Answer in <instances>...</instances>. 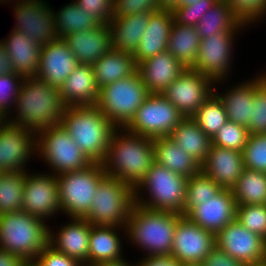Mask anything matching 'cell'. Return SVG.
I'll return each instance as SVG.
<instances>
[{
	"label": "cell",
	"instance_id": "cell-27",
	"mask_svg": "<svg viewBox=\"0 0 266 266\" xmlns=\"http://www.w3.org/2000/svg\"><path fill=\"white\" fill-rule=\"evenodd\" d=\"M61 99L67 106L96 105L99 92L92 65L80 64L59 88Z\"/></svg>",
	"mask_w": 266,
	"mask_h": 266
},
{
	"label": "cell",
	"instance_id": "cell-16",
	"mask_svg": "<svg viewBox=\"0 0 266 266\" xmlns=\"http://www.w3.org/2000/svg\"><path fill=\"white\" fill-rule=\"evenodd\" d=\"M32 156L36 157V133L5 121L0 126V170L27 171Z\"/></svg>",
	"mask_w": 266,
	"mask_h": 266
},
{
	"label": "cell",
	"instance_id": "cell-61",
	"mask_svg": "<svg viewBox=\"0 0 266 266\" xmlns=\"http://www.w3.org/2000/svg\"><path fill=\"white\" fill-rule=\"evenodd\" d=\"M25 266H34L32 263H27Z\"/></svg>",
	"mask_w": 266,
	"mask_h": 266
},
{
	"label": "cell",
	"instance_id": "cell-7",
	"mask_svg": "<svg viewBox=\"0 0 266 266\" xmlns=\"http://www.w3.org/2000/svg\"><path fill=\"white\" fill-rule=\"evenodd\" d=\"M36 156L48 166L50 171L47 172L55 176L82 170L92 163L61 125L44 128L36 133Z\"/></svg>",
	"mask_w": 266,
	"mask_h": 266
},
{
	"label": "cell",
	"instance_id": "cell-18",
	"mask_svg": "<svg viewBox=\"0 0 266 266\" xmlns=\"http://www.w3.org/2000/svg\"><path fill=\"white\" fill-rule=\"evenodd\" d=\"M215 246V234L182 215L177 221L170 255L181 264L203 263Z\"/></svg>",
	"mask_w": 266,
	"mask_h": 266
},
{
	"label": "cell",
	"instance_id": "cell-29",
	"mask_svg": "<svg viewBox=\"0 0 266 266\" xmlns=\"http://www.w3.org/2000/svg\"><path fill=\"white\" fill-rule=\"evenodd\" d=\"M16 74L35 77L39 67L42 46L17 30H11L6 39L2 38Z\"/></svg>",
	"mask_w": 266,
	"mask_h": 266
},
{
	"label": "cell",
	"instance_id": "cell-10",
	"mask_svg": "<svg viewBox=\"0 0 266 266\" xmlns=\"http://www.w3.org/2000/svg\"><path fill=\"white\" fill-rule=\"evenodd\" d=\"M134 204V189L117 178L105 176L96 188L87 217L91 225L125 228Z\"/></svg>",
	"mask_w": 266,
	"mask_h": 266
},
{
	"label": "cell",
	"instance_id": "cell-33",
	"mask_svg": "<svg viewBox=\"0 0 266 266\" xmlns=\"http://www.w3.org/2000/svg\"><path fill=\"white\" fill-rule=\"evenodd\" d=\"M250 26L245 24L225 0H218L201 18L196 29L200 40L220 32L242 31ZM245 28V29H244Z\"/></svg>",
	"mask_w": 266,
	"mask_h": 266
},
{
	"label": "cell",
	"instance_id": "cell-32",
	"mask_svg": "<svg viewBox=\"0 0 266 266\" xmlns=\"http://www.w3.org/2000/svg\"><path fill=\"white\" fill-rule=\"evenodd\" d=\"M96 84L99 89L125 79L137 71V65L131 53L110 49L93 65Z\"/></svg>",
	"mask_w": 266,
	"mask_h": 266
},
{
	"label": "cell",
	"instance_id": "cell-44",
	"mask_svg": "<svg viewBox=\"0 0 266 266\" xmlns=\"http://www.w3.org/2000/svg\"><path fill=\"white\" fill-rule=\"evenodd\" d=\"M247 129L249 134L266 133V76L254 88L252 118Z\"/></svg>",
	"mask_w": 266,
	"mask_h": 266
},
{
	"label": "cell",
	"instance_id": "cell-59",
	"mask_svg": "<svg viewBox=\"0 0 266 266\" xmlns=\"http://www.w3.org/2000/svg\"><path fill=\"white\" fill-rule=\"evenodd\" d=\"M245 266H266V261H262V262L255 263V264H247Z\"/></svg>",
	"mask_w": 266,
	"mask_h": 266
},
{
	"label": "cell",
	"instance_id": "cell-9",
	"mask_svg": "<svg viewBox=\"0 0 266 266\" xmlns=\"http://www.w3.org/2000/svg\"><path fill=\"white\" fill-rule=\"evenodd\" d=\"M105 176L100 162H92L82 170L57 175L62 214L69 218L85 219L96 188Z\"/></svg>",
	"mask_w": 266,
	"mask_h": 266
},
{
	"label": "cell",
	"instance_id": "cell-60",
	"mask_svg": "<svg viewBox=\"0 0 266 266\" xmlns=\"http://www.w3.org/2000/svg\"><path fill=\"white\" fill-rule=\"evenodd\" d=\"M6 121V118L0 113V126Z\"/></svg>",
	"mask_w": 266,
	"mask_h": 266
},
{
	"label": "cell",
	"instance_id": "cell-24",
	"mask_svg": "<svg viewBox=\"0 0 266 266\" xmlns=\"http://www.w3.org/2000/svg\"><path fill=\"white\" fill-rule=\"evenodd\" d=\"M80 64L93 65L112 49V33L109 25L71 33L63 38Z\"/></svg>",
	"mask_w": 266,
	"mask_h": 266
},
{
	"label": "cell",
	"instance_id": "cell-45",
	"mask_svg": "<svg viewBox=\"0 0 266 266\" xmlns=\"http://www.w3.org/2000/svg\"><path fill=\"white\" fill-rule=\"evenodd\" d=\"M231 10L247 25L266 18V0H225ZM264 18V19H263Z\"/></svg>",
	"mask_w": 266,
	"mask_h": 266
},
{
	"label": "cell",
	"instance_id": "cell-43",
	"mask_svg": "<svg viewBox=\"0 0 266 266\" xmlns=\"http://www.w3.org/2000/svg\"><path fill=\"white\" fill-rule=\"evenodd\" d=\"M236 220L266 240V205L236 206Z\"/></svg>",
	"mask_w": 266,
	"mask_h": 266
},
{
	"label": "cell",
	"instance_id": "cell-23",
	"mask_svg": "<svg viewBox=\"0 0 266 266\" xmlns=\"http://www.w3.org/2000/svg\"><path fill=\"white\" fill-rule=\"evenodd\" d=\"M259 72V73H258ZM249 80L235 83L224 92L217 91L214 85V93L224 104L228 121L247 127L252 118V103L254 102V88L266 76V70ZM254 77V78H253Z\"/></svg>",
	"mask_w": 266,
	"mask_h": 266
},
{
	"label": "cell",
	"instance_id": "cell-22",
	"mask_svg": "<svg viewBox=\"0 0 266 266\" xmlns=\"http://www.w3.org/2000/svg\"><path fill=\"white\" fill-rule=\"evenodd\" d=\"M243 154L240 151L211 145L201 171L209 176L222 189H230L236 185L244 170Z\"/></svg>",
	"mask_w": 266,
	"mask_h": 266
},
{
	"label": "cell",
	"instance_id": "cell-26",
	"mask_svg": "<svg viewBox=\"0 0 266 266\" xmlns=\"http://www.w3.org/2000/svg\"><path fill=\"white\" fill-rule=\"evenodd\" d=\"M173 23L172 10L161 9L150 15L141 41L132 54L136 65L166 50Z\"/></svg>",
	"mask_w": 266,
	"mask_h": 266
},
{
	"label": "cell",
	"instance_id": "cell-55",
	"mask_svg": "<svg viewBox=\"0 0 266 266\" xmlns=\"http://www.w3.org/2000/svg\"><path fill=\"white\" fill-rule=\"evenodd\" d=\"M91 266H136V262L133 261L132 263H130V260H129V262H127V260L125 258L123 260H118V261L96 263V264L91 265Z\"/></svg>",
	"mask_w": 266,
	"mask_h": 266
},
{
	"label": "cell",
	"instance_id": "cell-28",
	"mask_svg": "<svg viewBox=\"0 0 266 266\" xmlns=\"http://www.w3.org/2000/svg\"><path fill=\"white\" fill-rule=\"evenodd\" d=\"M124 235H126L125 228L92 225L89 236L88 266L125 259L122 247L123 239L126 237Z\"/></svg>",
	"mask_w": 266,
	"mask_h": 266
},
{
	"label": "cell",
	"instance_id": "cell-52",
	"mask_svg": "<svg viewBox=\"0 0 266 266\" xmlns=\"http://www.w3.org/2000/svg\"><path fill=\"white\" fill-rule=\"evenodd\" d=\"M136 266H182V264L171 255H167L142 257L136 261Z\"/></svg>",
	"mask_w": 266,
	"mask_h": 266
},
{
	"label": "cell",
	"instance_id": "cell-20",
	"mask_svg": "<svg viewBox=\"0 0 266 266\" xmlns=\"http://www.w3.org/2000/svg\"><path fill=\"white\" fill-rule=\"evenodd\" d=\"M67 220L69 222L61 224L57 230L49 226V245L57 252L88 266L89 236L92 225L86 219L68 218Z\"/></svg>",
	"mask_w": 266,
	"mask_h": 266
},
{
	"label": "cell",
	"instance_id": "cell-1",
	"mask_svg": "<svg viewBox=\"0 0 266 266\" xmlns=\"http://www.w3.org/2000/svg\"><path fill=\"white\" fill-rule=\"evenodd\" d=\"M154 162L153 138L126 128H115L100 163L106 176L117 178L135 189Z\"/></svg>",
	"mask_w": 266,
	"mask_h": 266
},
{
	"label": "cell",
	"instance_id": "cell-11",
	"mask_svg": "<svg viewBox=\"0 0 266 266\" xmlns=\"http://www.w3.org/2000/svg\"><path fill=\"white\" fill-rule=\"evenodd\" d=\"M183 118L161 93L150 94L125 128L141 136L166 137Z\"/></svg>",
	"mask_w": 266,
	"mask_h": 266
},
{
	"label": "cell",
	"instance_id": "cell-13",
	"mask_svg": "<svg viewBox=\"0 0 266 266\" xmlns=\"http://www.w3.org/2000/svg\"><path fill=\"white\" fill-rule=\"evenodd\" d=\"M242 31L220 32L200 40L195 67L203 75L215 81L219 87L232 74L234 44L238 34ZM234 51V53H233ZM232 63V64H231Z\"/></svg>",
	"mask_w": 266,
	"mask_h": 266
},
{
	"label": "cell",
	"instance_id": "cell-56",
	"mask_svg": "<svg viewBox=\"0 0 266 266\" xmlns=\"http://www.w3.org/2000/svg\"><path fill=\"white\" fill-rule=\"evenodd\" d=\"M159 8L163 10H173L179 5V0H157Z\"/></svg>",
	"mask_w": 266,
	"mask_h": 266
},
{
	"label": "cell",
	"instance_id": "cell-25",
	"mask_svg": "<svg viewBox=\"0 0 266 266\" xmlns=\"http://www.w3.org/2000/svg\"><path fill=\"white\" fill-rule=\"evenodd\" d=\"M185 70L167 50L137 64V72L150 94H160Z\"/></svg>",
	"mask_w": 266,
	"mask_h": 266
},
{
	"label": "cell",
	"instance_id": "cell-41",
	"mask_svg": "<svg viewBox=\"0 0 266 266\" xmlns=\"http://www.w3.org/2000/svg\"><path fill=\"white\" fill-rule=\"evenodd\" d=\"M249 135L247 127L228 121L211 140L214 146L242 152Z\"/></svg>",
	"mask_w": 266,
	"mask_h": 266
},
{
	"label": "cell",
	"instance_id": "cell-14",
	"mask_svg": "<svg viewBox=\"0 0 266 266\" xmlns=\"http://www.w3.org/2000/svg\"><path fill=\"white\" fill-rule=\"evenodd\" d=\"M30 171H26L22 211L49 224L51 218L62 213L56 176L46 171Z\"/></svg>",
	"mask_w": 266,
	"mask_h": 266
},
{
	"label": "cell",
	"instance_id": "cell-53",
	"mask_svg": "<svg viewBox=\"0 0 266 266\" xmlns=\"http://www.w3.org/2000/svg\"><path fill=\"white\" fill-rule=\"evenodd\" d=\"M16 74L10 56L7 54L5 44L0 39V75Z\"/></svg>",
	"mask_w": 266,
	"mask_h": 266
},
{
	"label": "cell",
	"instance_id": "cell-34",
	"mask_svg": "<svg viewBox=\"0 0 266 266\" xmlns=\"http://www.w3.org/2000/svg\"><path fill=\"white\" fill-rule=\"evenodd\" d=\"M168 137L200 164L205 161L212 145L211 138L193 118L184 117Z\"/></svg>",
	"mask_w": 266,
	"mask_h": 266
},
{
	"label": "cell",
	"instance_id": "cell-38",
	"mask_svg": "<svg viewBox=\"0 0 266 266\" xmlns=\"http://www.w3.org/2000/svg\"><path fill=\"white\" fill-rule=\"evenodd\" d=\"M26 171L3 172L0 176V215L22 211Z\"/></svg>",
	"mask_w": 266,
	"mask_h": 266
},
{
	"label": "cell",
	"instance_id": "cell-8",
	"mask_svg": "<svg viewBox=\"0 0 266 266\" xmlns=\"http://www.w3.org/2000/svg\"><path fill=\"white\" fill-rule=\"evenodd\" d=\"M149 95L136 71L101 88L96 106L116 128H125Z\"/></svg>",
	"mask_w": 266,
	"mask_h": 266
},
{
	"label": "cell",
	"instance_id": "cell-57",
	"mask_svg": "<svg viewBox=\"0 0 266 266\" xmlns=\"http://www.w3.org/2000/svg\"><path fill=\"white\" fill-rule=\"evenodd\" d=\"M197 1L198 0H179L178 6H188V5L196 3Z\"/></svg>",
	"mask_w": 266,
	"mask_h": 266
},
{
	"label": "cell",
	"instance_id": "cell-39",
	"mask_svg": "<svg viewBox=\"0 0 266 266\" xmlns=\"http://www.w3.org/2000/svg\"><path fill=\"white\" fill-rule=\"evenodd\" d=\"M192 118L211 139L228 122L224 104L215 93L198 108Z\"/></svg>",
	"mask_w": 266,
	"mask_h": 266
},
{
	"label": "cell",
	"instance_id": "cell-48",
	"mask_svg": "<svg viewBox=\"0 0 266 266\" xmlns=\"http://www.w3.org/2000/svg\"><path fill=\"white\" fill-rule=\"evenodd\" d=\"M161 10L157 0H114L113 18H121L140 12L154 13Z\"/></svg>",
	"mask_w": 266,
	"mask_h": 266
},
{
	"label": "cell",
	"instance_id": "cell-17",
	"mask_svg": "<svg viewBox=\"0 0 266 266\" xmlns=\"http://www.w3.org/2000/svg\"><path fill=\"white\" fill-rule=\"evenodd\" d=\"M215 243L219 249L245 265L266 261V240L236 219L215 235Z\"/></svg>",
	"mask_w": 266,
	"mask_h": 266
},
{
	"label": "cell",
	"instance_id": "cell-37",
	"mask_svg": "<svg viewBox=\"0 0 266 266\" xmlns=\"http://www.w3.org/2000/svg\"><path fill=\"white\" fill-rule=\"evenodd\" d=\"M53 17L57 37L59 38H64L71 33L81 32L86 29L93 30L101 25L90 14H86L85 11H82L73 0L63 5V7L56 12L53 9Z\"/></svg>",
	"mask_w": 266,
	"mask_h": 266
},
{
	"label": "cell",
	"instance_id": "cell-50",
	"mask_svg": "<svg viewBox=\"0 0 266 266\" xmlns=\"http://www.w3.org/2000/svg\"><path fill=\"white\" fill-rule=\"evenodd\" d=\"M34 266H84L76 259L57 252L49 244L33 260Z\"/></svg>",
	"mask_w": 266,
	"mask_h": 266
},
{
	"label": "cell",
	"instance_id": "cell-15",
	"mask_svg": "<svg viewBox=\"0 0 266 266\" xmlns=\"http://www.w3.org/2000/svg\"><path fill=\"white\" fill-rule=\"evenodd\" d=\"M215 81L193 68L185 69L161 93L186 118H192L198 108L214 94Z\"/></svg>",
	"mask_w": 266,
	"mask_h": 266
},
{
	"label": "cell",
	"instance_id": "cell-49",
	"mask_svg": "<svg viewBox=\"0 0 266 266\" xmlns=\"http://www.w3.org/2000/svg\"><path fill=\"white\" fill-rule=\"evenodd\" d=\"M76 4L90 14L101 25H109L113 19L114 0H73Z\"/></svg>",
	"mask_w": 266,
	"mask_h": 266
},
{
	"label": "cell",
	"instance_id": "cell-42",
	"mask_svg": "<svg viewBox=\"0 0 266 266\" xmlns=\"http://www.w3.org/2000/svg\"><path fill=\"white\" fill-rule=\"evenodd\" d=\"M242 154L245 169L266 173V133L250 134Z\"/></svg>",
	"mask_w": 266,
	"mask_h": 266
},
{
	"label": "cell",
	"instance_id": "cell-31",
	"mask_svg": "<svg viewBox=\"0 0 266 266\" xmlns=\"http://www.w3.org/2000/svg\"><path fill=\"white\" fill-rule=\"evenodd\" d=\"M154 158L159 165L185 177H191L201 171V164L180 149L171 138H153Z\"/></svg>",
	"mask_w": 266,
	"mask_h": 266
},
{
	"label": "cell",
	"instance_id": "cell-12",
	"mask_svg": "<svg viewBox=\"0 0 266 266\" xmlns=\"http://www.w3.org/2000/svg\"><path fill=\"white\" fill-rule=\"evenodd\" d=\"M13 1V2H11ZM47 0H0V4H11L17 30L38 45L49 44L57 38L53 8Z\"/></svg>",
	"mask_w": 266,
	"mask_h": 266
},
{
	"label": "cell",
	"instance_id": "cell-47",
	"mask_svg": "<svg viewBox=\"0 0 266 266\" xmlns=\"http://www.w3.org/2000/svg\"><path fill=\"white\" fill-rule=\"evenodd\" d=\"M218 0H198L188 6H177L172 10L174 21L181 25L196 27L203 15L216 4Z\"/></svg>",
	"mask_w": 266,
	"mask_h": 266
},
{
	"label": "cell",
	"instance_id": "cell-51",
	"mask_svg": "<svg viewBox=\"0 0 266 266\" xmlns=\"http://www.w3.org/2000/svg\"><path fill=\"white\" fill-rule=\"evenodd\" d=\"M203 263L205 266H245L243 262L235 260L217 246L210 251Z\"/></svg>",
	"mask_w": 266,
	"mask_h": 266
},
{
	"label": "cell",
	"instance_id": "cell-30",
	"mask_svg": "<svg viewBox=\"0 0 266 266\" xmlns=\"http://www.w3.org/2000/svg\"><path fill=\"white\" fill-rule=\"evenodd\" d=\"M151 14L140 12L121 18H113L109 23L112 33V48L133 54L146 30Z\"/></svg>",
	"mask_w": 266,
	"mask_h": 266
},
{
	"label": "cell",
	"instance_id": "cell-46",
	"mask_svg": "<svg viewBox=\"0 0 266 266\" xmlns=\"http://www.w3.org/2000/svg\"><path fill=\"white\" fill-rule=\"evenodd\" d=\"M24 77L20 74L0 75V113L7 118L15 107Z\"/></svg>",
	"mask_w": 266,
	"mask_h": 266
},
{
	"label": "cell",
	"instance_id": "cell-54",
	"mask_svg": "<svg viewBox=\"0 0 266 266\" xmlns=\"http://www.w3.org/2000/svg\"><path fill=\"white\" fill-rule=\"evenodd\" d=\"M26 264L27 262L19 256L0 249V266H25Z\"/></svg>",
	"mask_w": 266,
	"mask_h": 266
},
{
	"label": "cell",
	"instance_id": "cell-35",
	"mask_svg": "<svg viewBox=\"0 0 266 266\" xmlns=\"http://www.w3.org/2000/svg\"><path fill=\"white\" fill-rule=\"evenodd\" d=\"M200 38L196 27L181 25L174 21L166 50L185 68H194Z\"/></svg>",
	"mask_w": 266,
	"mask_h": 266
},
{
	"label": "cell",
	"instance_id": "cell-36",
	"mask_svg": "<svg viewBox=\"0 0 266 266\" xmlns=\"http://www.w3.org/2000/svg\"><path fill=\"white\" fill-rule=\"evenodd\" d=\"M232 193L237 206L266 205V173L244 169Z\"/></svg>",
	"mask_w": 266,
	"mask_h": 266
},
{
	"label": "cell",
	"instance_id": "cell-5",
	"mask_svg": "<svg viewBox=\"0 0 266 266\" xmlns=\"http://www.w3.org/2000/svg\"><path fill=\"white\" fill-rule=\"evenodd\" d=\"M48 222L23 211L0 215V249L27 263L49 244Z\"/></svg>",
	"mask_w": 266,
	"mask_h": 266
},
{
	"label": "cell",
	"instance_id": "cell-58",
	"mask_svg": "<svg viewBox=\"0 0 266 266\" xmlns=\"http://www.w3.org/2000/svg\"><path fill=\"white\" fill-rule=\"evenodd\" d=\"M182 266H205L204 263H187L182 264Z\"/></svg>",
	"mask_w": 266,
	"mask_h": 266
},
{
	"label": "cell",
	"instance_id": "cell-19",
	"mask_svg": "<svg viewBox=\"0 0 266 266\" xmlns=\"http://www.w3.org/2000/svg\"><path fill=\"white\" fill-rule=\"evenodd\" d=\"M79 65V61L70 51L65 40L57 37L49 44L42 46L35 77L60 88L69 74Z\"/></svg>",
	"mask_w": 266,
	"mask_h": 266
},
{
	"label": "cell",
	"instance_id": "cell-2",
	"mask_svg": "<svg viewBox=\"0 0 266 266\" xmlns=\"http://www.w3.org/2000/svg\"><path fill=\"white\" fill-rule=\"evenodd\" d=\"M65 107L58 87L36 77H26L19 88L14 111L6 121L37 133L60 125Z\"/></svg>",
	"mask_w": 266,
	"mask_h": 266
},
{
	"label": "cell",
	"instance_id": "cell-4",
	"mask_svg": "<svg viewBox=\"0 0 266 266\" xmlns=\"http://www.w3.org/2000/svg\"><path fill=\"white\" fill-rule=\"evenodd\" d=\"M60 125L92 162H101L116 128L96 105L67 106Z\"/></svg>",
	"mask_w": 266,
	"mask_h": 266
},
{
	"label": "cell",
	"instance_id": "cell-6",
	"mask_svg": "<svg viewBox=\"0 0 266 266\" xmlns=\"http://www.w3.org/2000/svg\"><path fill=\"white\" fill-rule=\"evenodd\" d=\"M187 180L188 177L154 162L145 178L134 189V203L141 207L184 216Z\"/></svg>",
	"mask_w": 266,
	"mask_h": 266
},
{
	"label": "cell",
	"instance_id": "cell-21",
	"mask_svg": "<svg viewBox=\"0 0 266 266\" xmlns=\"http://www.w3.org/2000/svg\"><path fill=\"white\" fill-rule=\"evenodd\" d=\"M232 190L222 189L216 196L194 206L185 216L205 230L217 234L236 219Z\"/></svg>",
	"mask_w": 266,
	"mask_h": 266
},
{
	"label": "cell",
	"instance_id": "cell-3",
	"mask_svg": "<svg viewBox=\"0 0 266 266\" xmlns=\"http://www.w3.org/2000/svg\"><path fill=\"white\" fill-rule=\"evenodd\" d=\"M181 214L133 204L125 225L126 240L144 252L143 257L171 254Z\"/></svg>",
	"mask_w": 266,
	"mask_h": 266
},
{
	"label": "cell",
	"instance_id": "cell-40",
	"mask_svg": "<svg viewBox=\"0 0 266 266\" xmlns=\"http://www.w3.org/2000/svg\"><path fill=\"white\" fill-rule=\"evenodd\" d=\"M222 188L202 171L188 177L184 204V216L203 201L216 196Z\"/></svg>",
	"mask_w": 266,
	"mask_h": 266
}]
</instances>
